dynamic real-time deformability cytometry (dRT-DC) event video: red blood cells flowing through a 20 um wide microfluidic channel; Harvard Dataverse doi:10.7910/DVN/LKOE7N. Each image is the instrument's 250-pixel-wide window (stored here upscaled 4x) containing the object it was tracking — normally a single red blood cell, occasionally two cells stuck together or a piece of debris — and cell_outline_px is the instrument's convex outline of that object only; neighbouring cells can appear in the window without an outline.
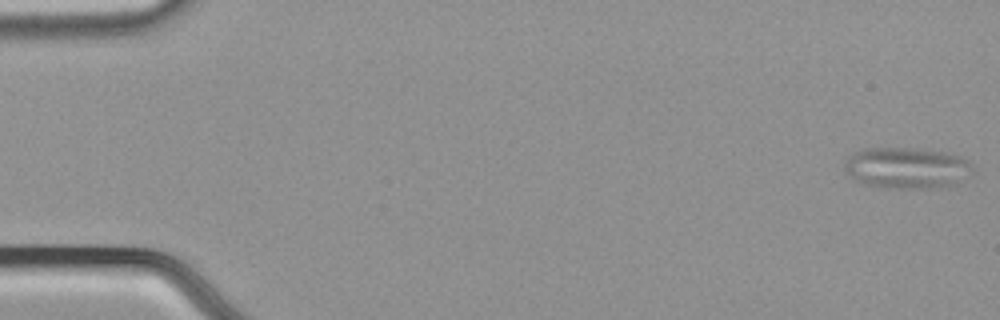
{"species": "common noctule bat (a hibernating species)", "species_latin": "Nyctalus noctula", "temperature_condition": "cold", "stored_images_in_passage": 21, "camera_frame_rate_fps": 3000, "um_per_image_px": 0.085, "animal": {"sex": "male", "body_mass_g": 21.5, "forearm_length_mm": 52.0}, "frame": {"image": 1, "passage_image": 1, "time_ms": 0.0, "image_size_px": [1000, 320], "cell_outline_px": [[972, 172], [956, 184], [932, 188], [876, 188], [852, 180], [844, 168], [844, 160], [852, 152], [864, 148], [920, 148], [948, 152], [964, 156], [968, 160], [972, 168]], "centroid_in_image_um": [77.04, 14.26], "position_along_channel_um": 8.0, "area_um2": 31.5}}
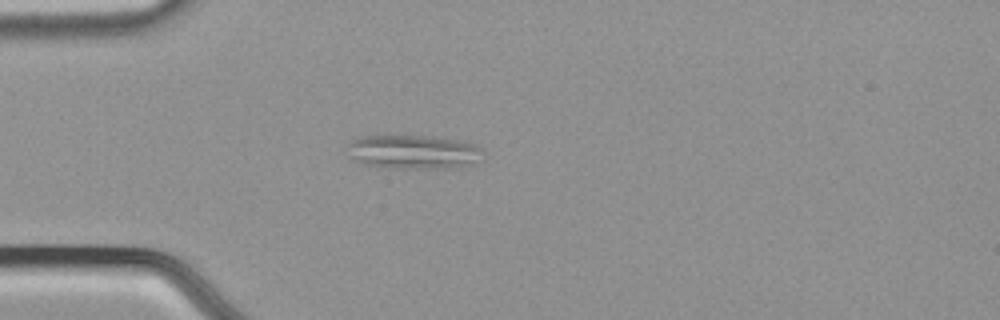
{"frame": {"image": 2, "passage_image": 16, "time_ms": 5.0, "image_size_px": [1000, 320], "cell_outline_px": [[484, 160], [472, 164], [456, 168], [388, 168], [364, 164], [352, 160], [348, 156], [348, 144], [352, 140], [360, 136], [436, 136], [460, 140], [476, 144], [480, 148]], "centroid_in_image_um": [35.17, 12.92], "position_along_channel_um": 49.8, "area_um2": 27.4}}
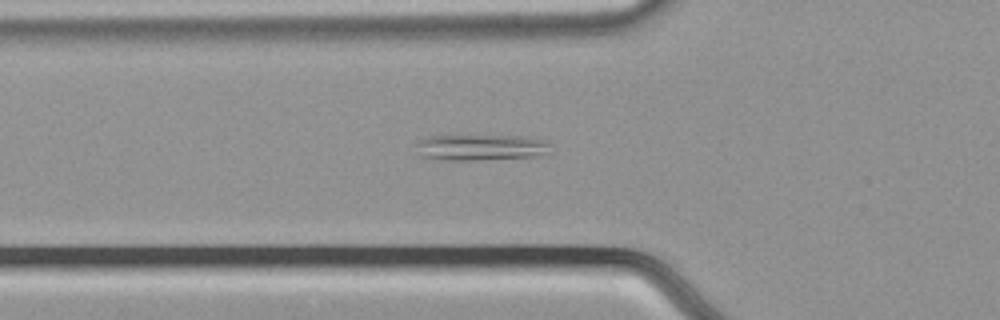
{"frame": {"image": 3, "passage_image": 20, "time_ms": 6.333, "image_size_px": [1000, 320], "cell_outline_px": [[548, 152], [540, 156], [476, 160], [444, 160], [420, 156], [416, 144], [420, 140], [428, 136], [528, 136], [548, 140]], "centroid_in_image_um": [40.9, 12.53], "position_along_channel_um": 84.9, "area_um2": 20.4}}